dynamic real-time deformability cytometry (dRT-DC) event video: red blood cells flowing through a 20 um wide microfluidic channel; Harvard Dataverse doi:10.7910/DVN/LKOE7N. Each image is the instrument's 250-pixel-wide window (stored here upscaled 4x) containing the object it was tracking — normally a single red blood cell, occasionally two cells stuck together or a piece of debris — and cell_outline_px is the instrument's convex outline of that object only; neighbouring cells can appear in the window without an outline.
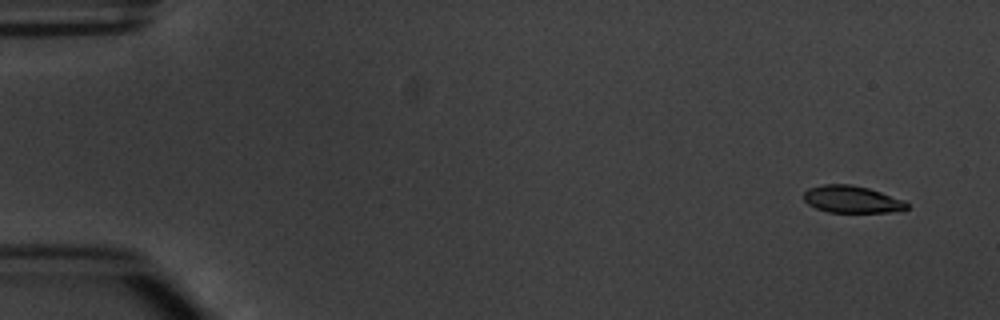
{"species": "common noctule bat (a hibernating species)", "species_latin": "Nyctalus noctula", "temperature_condition": "warm", "stored_images_in_passage": 5, "segment_of_instrument_passage": [2, 2], "camera_frame_rate_fps": 3000, "um_per_image_px": 0.085, "animal": {"sex": "male", "body_mass_g": 20.1, "forearm_length_mm": 53.5}, "frame": {"image": 1, "passage_image": 5, "time_ms": 5.667, "image_size_px": [1000, 320], "cell_outline_px": [[908, 208], [888, 212], [828, 212], [816, 208], [808, 204], [804, 200], [804, 192], [808, 188], [824, 184], [848, 184], [868, 188], [904, 200], [908, 204]], "centroid_in_image_um": [72.37, 16.94], "position_along_channel_um": 12.6, "area_um2": 16.13}}